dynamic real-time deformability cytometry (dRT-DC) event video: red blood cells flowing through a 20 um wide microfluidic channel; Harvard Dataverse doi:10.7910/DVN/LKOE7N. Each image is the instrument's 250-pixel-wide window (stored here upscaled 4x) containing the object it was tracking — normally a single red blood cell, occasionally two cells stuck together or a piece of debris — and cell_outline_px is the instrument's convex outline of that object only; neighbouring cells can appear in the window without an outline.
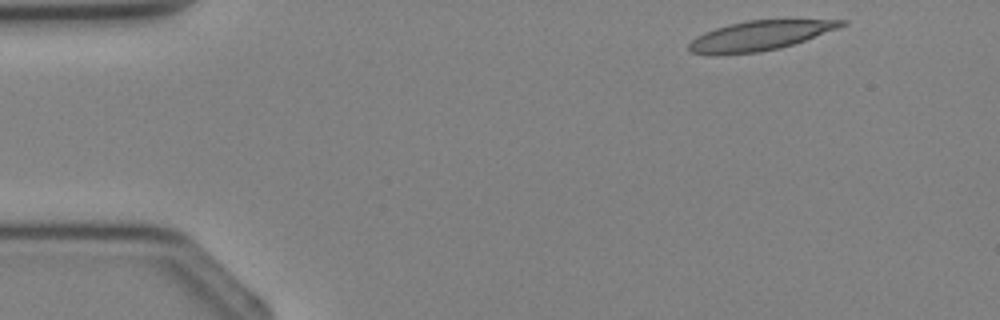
{"species": "Egyptian fruit bat (a non-hibernating species)", "species_latin": "Rousettus aegyptiacus", "temperature_condition": "cold", "stored_images_in_passage": 3, "camera_frame_rate_fps": 3000, "um_per_image_px": 0.085, "animal": {"sex": "female"}, "frame": {"image": 1, "passage_image": 1, "time_ms": 0.0, "image_size_px": [1000, 320], "cell_outline_px": [[848, 24], [804, 40], [780, 48], [760, 52], [716, 56], [712, 56], [692, 52], [688, 48], [688, 44], [696, 36], [704, 32], [728, 24], [748, 20], [848, 20]], "centroid_in_image_um": [64.5, 3.05], "position_along_channel_um": 20.5, "area_um2": 26.3}}